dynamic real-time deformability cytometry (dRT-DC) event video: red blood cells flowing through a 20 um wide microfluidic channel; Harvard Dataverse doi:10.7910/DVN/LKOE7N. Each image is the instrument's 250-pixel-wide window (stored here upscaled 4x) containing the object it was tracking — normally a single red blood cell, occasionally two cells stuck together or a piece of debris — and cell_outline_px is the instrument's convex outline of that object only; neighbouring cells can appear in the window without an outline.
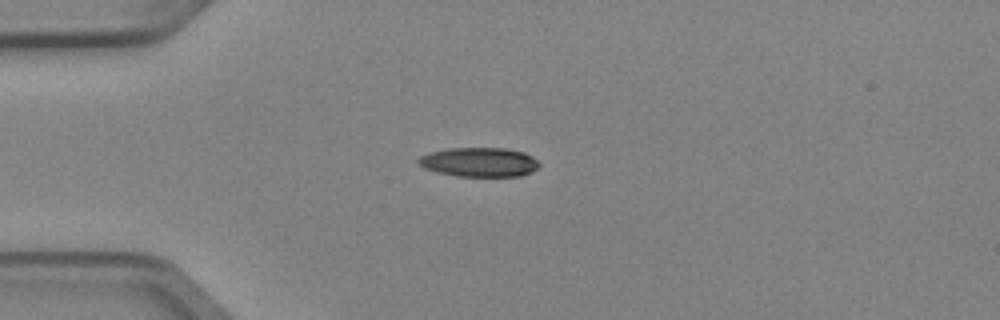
{"species": "Egyptian fruit bat (a non-hibernating species)", "species_latin": "Rousettus aegyptiacus", "temperature_condition": "cold", "stored_images_in_passage": 1, "camera_frame_rate_fps": 3000, "um_per_image_px": 0.085, "animal": {"sex": "female"}, "frame": {"image": 1, "passage_image": 1, "time_ms": 0.0, "image_size_px": [1000, 320], "cell_outline_px": [[540, 164], [532, 172], [520, 176], [456, 176], [436, 172], [424, 168], [416, 164], [416, 160], [420, 156], [428, 152], [448, 148], [504, 148], [524, 152], [532, 156]], "centroid_in_image_um": [40.68, 13.78], "position_along_channel_um": 44.3, "area_um2": 20.81}}